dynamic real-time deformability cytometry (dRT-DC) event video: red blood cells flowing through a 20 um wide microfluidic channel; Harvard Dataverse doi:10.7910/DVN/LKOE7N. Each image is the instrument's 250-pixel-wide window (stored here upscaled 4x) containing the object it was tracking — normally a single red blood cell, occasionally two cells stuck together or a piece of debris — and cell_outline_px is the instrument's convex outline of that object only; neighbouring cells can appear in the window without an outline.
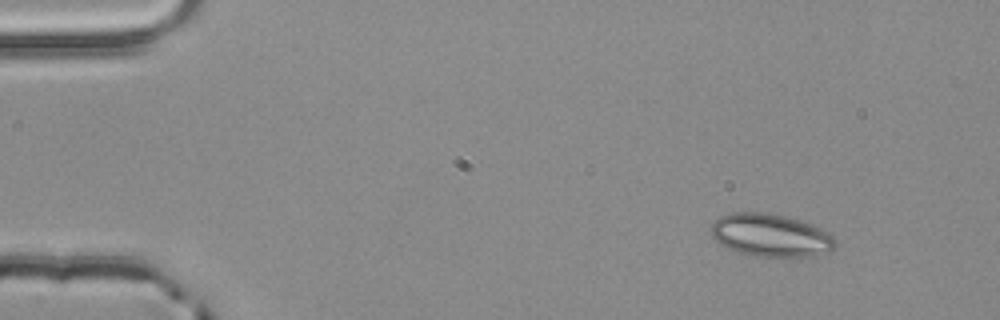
{"species": "common noctule bat (a hibernating species)", "species_latin": "Nyctalus noctula", "temperature_condition": "room temperature", "stored_images_in_passage": 3, "camera_frame_rate_fps": 3000, "um_per_image_px": 0.085, "animal": {"sex": "male", "body_mass_g": 20.4}, "frame": {"image": 1, "passage_image": 1, "time_ms": 0.0, "image_size_px": [1000, 320], "cell_outline_px": [[836, 248], [828, 252], [816, 256], [752, 256], [736, 252], [724, 248], [712, 236], [712, 224], [720, 216], [732, 212], [768, 212], [800, 220], [820, 228], [828, 232], [836, 240]], "centroid_in_image_um": [65.5, 20.0], "position_along_channel_um": 19.5, "area_um2": 31.21}}